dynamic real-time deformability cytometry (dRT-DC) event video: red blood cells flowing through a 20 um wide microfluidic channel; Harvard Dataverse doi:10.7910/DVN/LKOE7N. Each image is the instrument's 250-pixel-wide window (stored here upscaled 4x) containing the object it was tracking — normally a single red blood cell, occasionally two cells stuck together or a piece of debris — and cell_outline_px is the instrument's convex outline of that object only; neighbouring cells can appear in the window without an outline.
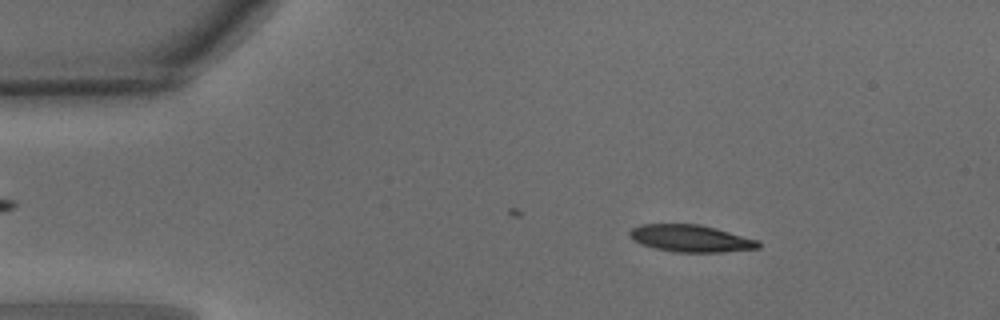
{"species": "common noctule bat (a hibernating species)", "species_latin": "Nyctalus noctula", "temperature_condition": "warm", "stored_images_in_passage": 30, "camera_frame_rate_fps": 3000, "um_per_image_px": 0.085, "animal": {"sex": "male", "body_mass_g": 15.6}, "frame": {"image": 1, "passage_image": 7, "time_ms": 2.0, "image_size_px": [1000, 320], "cell_outline_px": [[760, 248], [720, 252], [676, 252], [656, 248], [640, 244], [632, 240], [628, 232], [632, 228], [640, 224], [700, 224], [716, 228], [760, 240]], "centroid_in_image_um": [58.72, 20.26], "position_along_channel_um": 26.3, "area_um2": 20.4}}
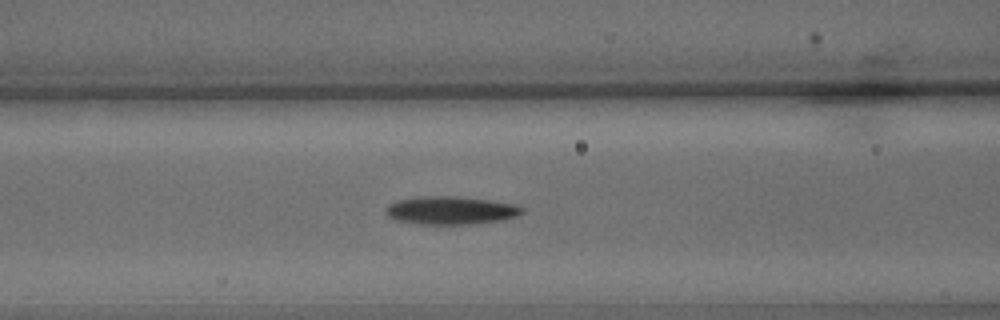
{"frame": {"image": 2, "passage_image": 19, "time_ms": 6.0, "image_size_px": [1000, 320], "cell_outline_px": [[524, 212], [516, 216], [500, 220], [468, 224], [420, 224], [396, 220], [388, 216], [384, 212], [384, 208], [388, 204], [396, 200], [420, 196], [456, 196], [488, 200], [512, 204], [524, 208]], "centroid_in_image_um": [38.24, 17.87], "position_along_channel_um": 128.4, "area_um2": 22.25}}
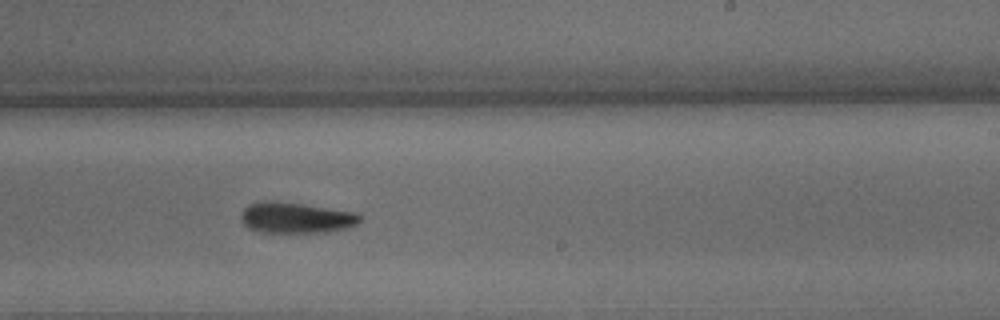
{"frame": {"image": 3, "passage_image": 29, "time_ms": 9.333, "image_size_px": [1000, 320], "cell_outline_px": [[360, 220], [356, 224], [348, 228], [328, 232], [256, 232], [248, 228], [240, 220], [240, 216], [244, 208], [248, 204], [260, 200], [276, 200], [360, 212]], "centroid_in_image_um": [25.14, 18.49], "position_along_channel_um": 263.9, "area_um2": 21.91}}